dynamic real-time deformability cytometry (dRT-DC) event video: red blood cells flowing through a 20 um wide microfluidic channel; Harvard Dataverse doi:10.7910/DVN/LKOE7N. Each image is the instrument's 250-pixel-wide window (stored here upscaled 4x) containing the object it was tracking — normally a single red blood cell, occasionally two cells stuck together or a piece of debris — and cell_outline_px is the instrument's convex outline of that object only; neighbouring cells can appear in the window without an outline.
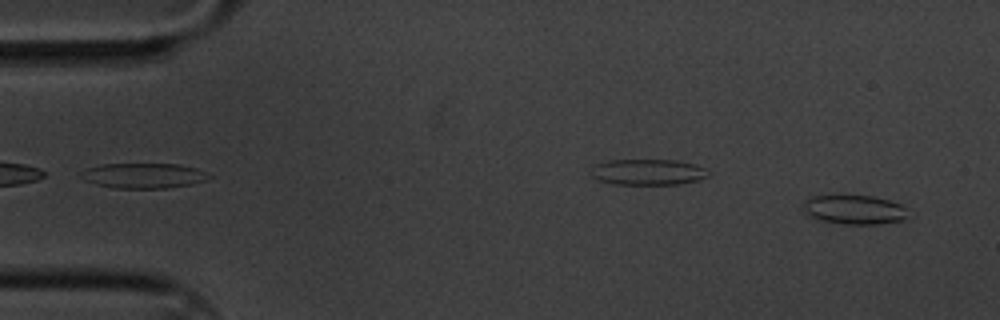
{"species": "common noctule bat (a hibernating species)", "species_latin": "Nyctalus noctula", "temperature_condition": "cold", "stored_images_in_passage": 58, "segment_of_instrument_passage": [1, 2], "camera_frame_rate_fps": 3000, "um_per_image_px": 0.085, "animal": {"sex": "male", "body_mass_g": 20.1, "forearm_length_mm": 53.5}, "frame": {"image": 1, "passage_image": 3, "time_ms": 0.667, "image_size_px": [1000, 320], "cell_outline_px": [[904, 216], [900, 220], [876, 224], [844, 224], [820, 220], [804, 212], [800, 204], [804, 200], [812, 196], [872, 196], [888, 200], [900, 204], [904, 208]], "centroid_in_image_um": [72.5, 17.81], "position_along_channel_um": 12.5, "area_um2": 17.46}}
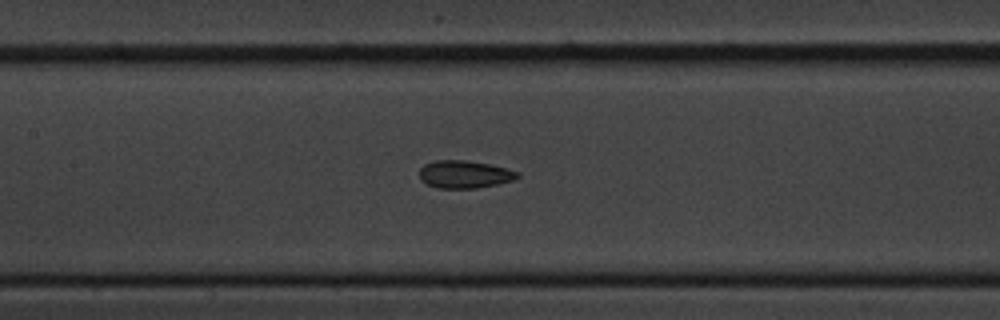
{"frame": {"image": 2, "passage_image": 27, "time_ms": 8.667, "image_size_px": [1000, 320], "cell_outline_px": [[520, 176], [512, 180], [496, 184], [476, 188], [440, 188], [428, 184], [420, 180], [420, 168], [424, 164], [436, 160], [464, 160], [488, 164], [520, 172]], "centroid_in_image_um": [39.46, 14.81], "position_along_channel_um": 167.9, "area_um2": 15.61}}
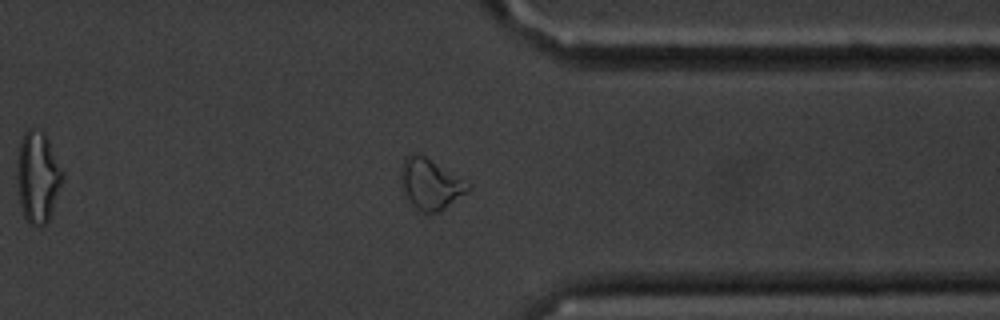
{"frame": {"image": 3, "passage_image": 46, "time_ms": 15.0, "image_size_px": [1000, 320], "cell_outline_px": [[472, 188], [468, 192], [440, 212], [424, 212], [416, 208], [412, 204], [404, 192], [400, 176], [400, 168], [404, 156], [412, 152], [416, 152], [424, 156]], "centroid_in_image_um": [36.51, 15.64], "position_along_channel_um": 374.9, "area_um2": 19.19}}